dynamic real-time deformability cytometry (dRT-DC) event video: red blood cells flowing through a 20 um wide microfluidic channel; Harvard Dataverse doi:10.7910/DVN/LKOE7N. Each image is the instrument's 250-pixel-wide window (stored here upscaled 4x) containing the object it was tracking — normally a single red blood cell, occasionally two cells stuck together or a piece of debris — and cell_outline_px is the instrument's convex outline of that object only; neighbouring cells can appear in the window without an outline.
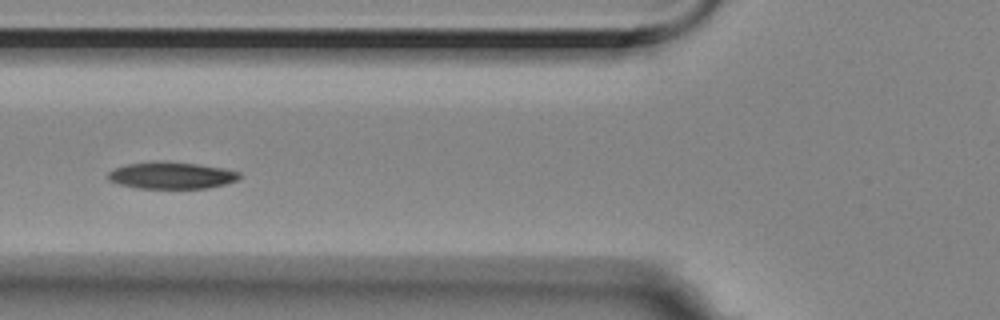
{"species": "Egyptian fruit bat (a non-hibernating species)", "species_latin": "Rousettus aegyptiacus", "temperature_condition": "room temperature", "stored_images_in_passage": 9, "camera_frame_rate_fps": 3000, "um_per_image_px": 0.085, "animal": {"sex": "female"}, "frame": {"image": 1, "passage_image": 6, "time_ms": 1.667, "image_size_px": [1000, 320], "cell_outline_px": [[240, 176], [236, 180], [224, 184], [208, 188], [136, 188], [120, 184], [108, 180], [108, 172], [116, 168], [128, 164], [196, 164], [224, 168], [240, 172]], "centroid_in_image_um": [14.61, 14.96], "position_along_channel_um": 111.2, "area_um2": 19.48}}
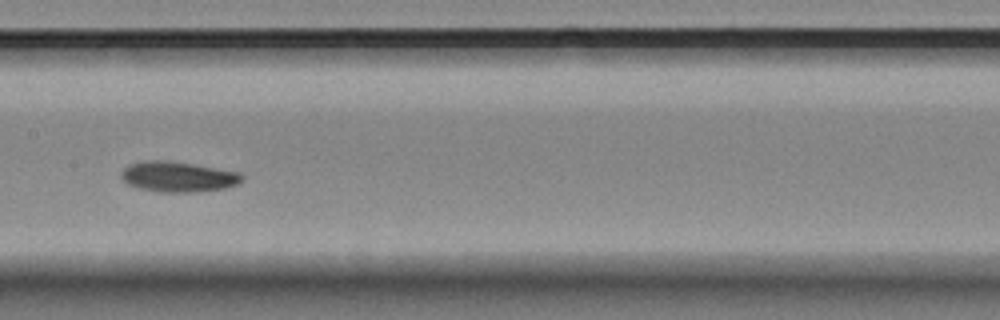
{"frame": {"image": 2, "passage_image": 8, "time_ms": 2.333, "image_size_px": [1000, 320], "cell_outline_px": [[244, 180], [236, 184], [224, 188], [196, 192], [160, 192], [140, 188], [128, 184], [120, 176], [120, 172], [128, 164], [144, 160], [168, 160], [240, 172], [244, 176]], "centroid_in_image_um": [15.12, 15.01], "position_along_channel_um": 192.3, "area_um2": 21.44}}
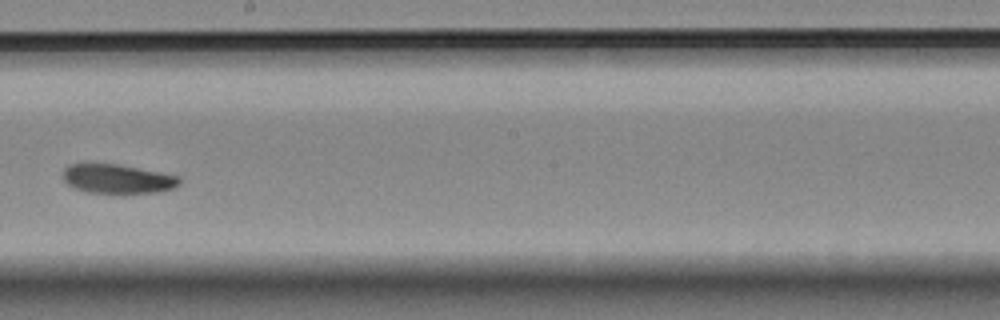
{"frame": {"image": 3, "passage_image": 9, "time_ms": 2.667, "image_size_px": [1000, 320], "cell_outline_px": [[180, 184], [172, 188], [156, 192], [124, 196], [84, 192], [72, 188], [64, 180], [64, 168], [68, 164], [120, 164], [180, 176]], "centroid_in_image_um": [9.99, 15.25], "position_along_channel_um": 238.2, "area_um2": 20.63}}